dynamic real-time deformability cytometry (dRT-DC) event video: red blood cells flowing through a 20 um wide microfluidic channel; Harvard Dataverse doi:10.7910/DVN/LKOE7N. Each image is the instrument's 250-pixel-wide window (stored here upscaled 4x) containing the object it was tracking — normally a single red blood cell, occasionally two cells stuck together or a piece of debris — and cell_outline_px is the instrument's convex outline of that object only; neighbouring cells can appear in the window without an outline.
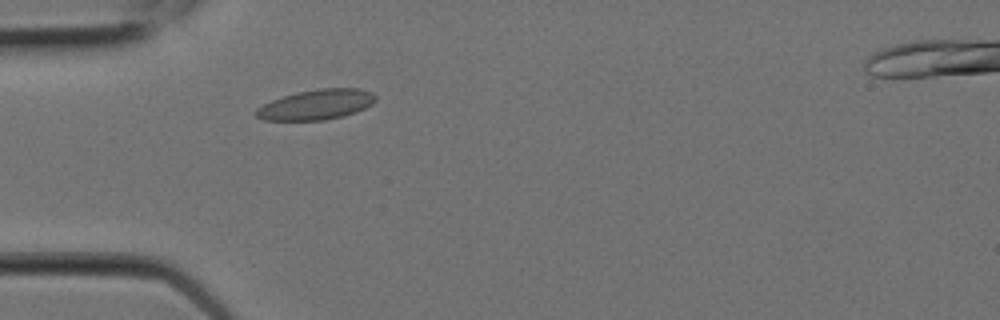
{"species": "Egyptian fruit bat (a non-hibernating species)", "species_latin": "Rousettus aegyptiacus", "temperature_condition": "room temperature", "stored_images_in_passage": 3, "camera_frame_rate_fps": 3000, "um_per_image_px": 0.085, "animal": {"sex": "female"}, "frame": {"image": 1, "passage_image": 3, "time_ms": 0.667, "image_size_px": [1000, 320], "cell_outline_px": [[376, 100], [372, 104], [356, 112], [344, 116], [324, 120], [264, 120], [256, 116], [252, 112], [256, 108], [272, 100], [296, 92], [316, 88], [360, 88], [372, 92], [376, 96]], "centroid_in_image_um": [26.89, 8.88], "position_along_channel_um": 58.1, "area_um2": 21.15}}